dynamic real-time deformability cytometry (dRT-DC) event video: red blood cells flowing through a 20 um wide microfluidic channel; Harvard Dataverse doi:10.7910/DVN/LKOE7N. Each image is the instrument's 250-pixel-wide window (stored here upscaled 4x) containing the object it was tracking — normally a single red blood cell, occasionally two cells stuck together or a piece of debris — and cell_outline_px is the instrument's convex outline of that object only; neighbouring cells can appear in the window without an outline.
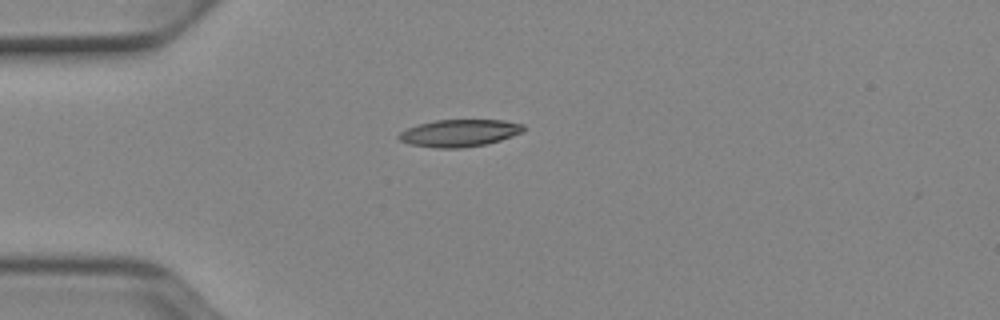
{"species": "Egyptian fruit bat (a non-hibernating species)", "species_latin": "Rousettus aegyptiacus", "temperature_condition": "cold", "stored_images_in_passage": 39, "camera_frame_rate_fps": 3000, "um_per_image_px": 0.085, "animal": {"sex": "female"}, "frame": {"image": 1, "passage_image": 1, "time_ms": 0.0, "image_size_px": [1000, 320], "cell_outline_px": [[524, 132], [500, 140], [484, 144], [464, 148], [436, 148], [412, 144], [400, 140], [396, 136], [400, 132], [408, 128], [420, 124], [436, 120], [504, 120], [524, 124]], "centroid_in_image_um": [39.08, 11.3], "position_along_channel_um": 45.9, "area_um2": 19.65}}
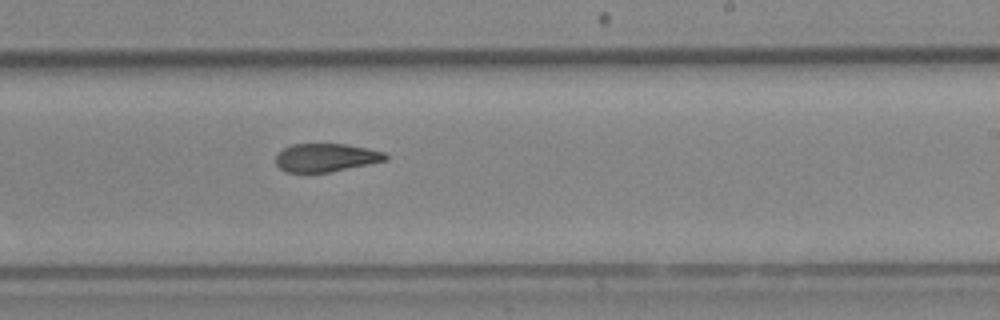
{"frame": {"image": 2, "passage_image": 19, "time_ms": 6.0, "image_size_px": [1000, 320], "cell_outline_px": [[388, 160], [328, 172], [284, 172], [276, 164], [276, 156], [284, 148], [292, 144], [344, 144], [368, 148], [384, 152], [388, 156]], "centroid_in_image_um": [27.71, 13.39], "position_along_channel_um": 261.3, "area_um2": 17.92}}
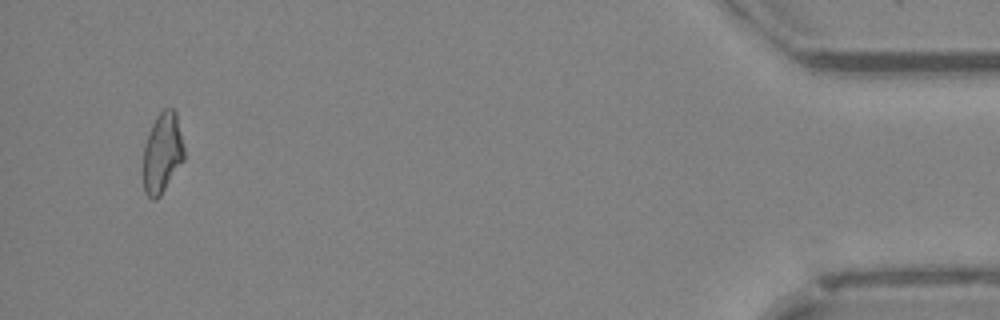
{"frame": {"image": 3, "passage_image": 37, "time_ms": 12.0, "image_size_px": [1000, 320], "cell_outline_px": [[184, 160], [160, 196], [156, 200], [152, 200], [144, 192], [144, 148], [152, 124], [156, 116], [164, 108], [172, 108], [176, 112], [184, 148]], "centroid_in_image_um": [13.81, 13.01], "position_along_channel_um": 421.4, "area_um2": 18.96}, "authors_computed_cell_mechanics": {"area_um2": 19.1896, "velocity_mm_per_s": 3.921, "shape_relaxation_time_tau1_ms": 5.9898, "shape_relaxation_time_tau2_ms": 3.733, "deformation_change_tau1": 0.1771, "deformation_change_tau2": 0.1185}}